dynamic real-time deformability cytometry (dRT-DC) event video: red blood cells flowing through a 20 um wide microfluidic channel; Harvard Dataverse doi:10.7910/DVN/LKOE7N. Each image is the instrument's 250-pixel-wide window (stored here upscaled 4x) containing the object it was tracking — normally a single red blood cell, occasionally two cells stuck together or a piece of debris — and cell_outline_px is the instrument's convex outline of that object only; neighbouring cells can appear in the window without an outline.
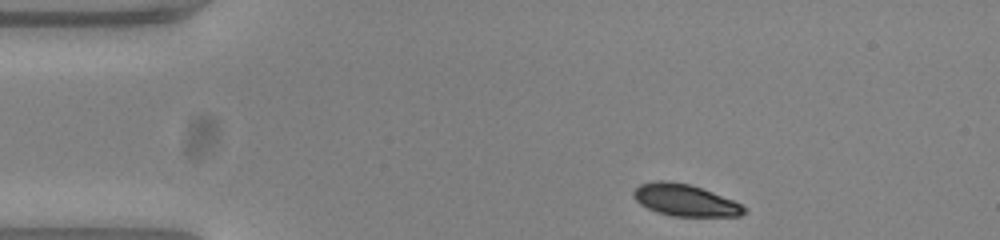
{"species": "common noctule bat (a hibernating species)", "species_latin": "Nyctalus noctula", "temperature_condition": "warm", "stored_images_in_passage": 38, "camera_frame_rate_fps": 3000, "um_per_image_px": 0.085, "animal": {"sex": "female", "body_mass_g": 23.0, "forearm_length_mm": 53.4}, "frame": {"image": 1, "passage_image": 1, "time_ms": 0.0, "image_size_px": [1000, 240], "cell_outline_px": [[748, 208], [740, 216], [672, 216], [656, 212], [640, 204], [632, 196], [632, 192], [640, 184], [656, 180], [668, 180], [688, 184], [712, 192], [732, 200]], "centroid_in_image_um": [58.19, 17.01], "position_along_channel_um": 26.8, "area_um2": 20.4}}
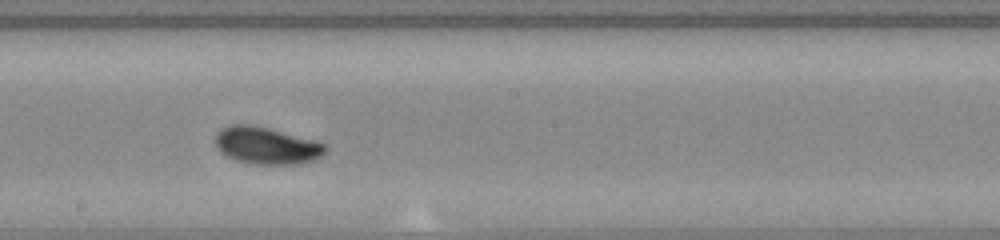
{"frame": {"image": 2, "passage_image": 22, "time_ms": 7.0, "image_size_px": [1000, 240], "cell_outline_px": [[328, 148], [320, 156], [312, 160], [300, 164], [256, 164], [236, 160], [228, 156], [216, 148], [216, 132], [220, 128], [228, 124], [256, 124], [312, 140], [324, 144]], "centroid_in_image_um": [22.61, 12.35], "position_along_channel_um": 225.6, "area_um2": 23.76}}
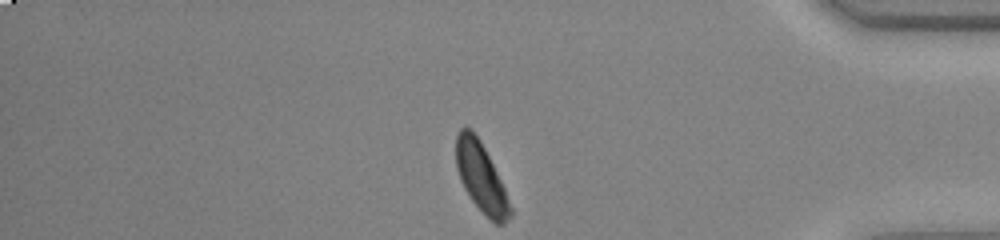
{"frame": {"image": 3, "passage_image": 38, "time_ms": 12.333, "image_size_px": [1000, 240], "cell_outline_px": [[512, 216], [504, 224], [496, 224], [472, 200], [464, 188], [460, 180], [456, 168], [456, 136], [460, 128], [472, 128], [480, 140], [504, 188], [512, 208]], "centroid_in_image_um": [40.88, 15.07], "position_along_channel_um": 394.3, "area_um2": 21.44}, "authors_computed_cell_mechanics": {"area_um2": 22.6865, "velocity_mm_per_s": 3.7538, "shape_relaxation_time_tau1_ms": 3.5563, "shape_relaxation_time_tau2_ms": null, "deformation_change_tau1": 0.1512, "deformation_change_tau2": null}}